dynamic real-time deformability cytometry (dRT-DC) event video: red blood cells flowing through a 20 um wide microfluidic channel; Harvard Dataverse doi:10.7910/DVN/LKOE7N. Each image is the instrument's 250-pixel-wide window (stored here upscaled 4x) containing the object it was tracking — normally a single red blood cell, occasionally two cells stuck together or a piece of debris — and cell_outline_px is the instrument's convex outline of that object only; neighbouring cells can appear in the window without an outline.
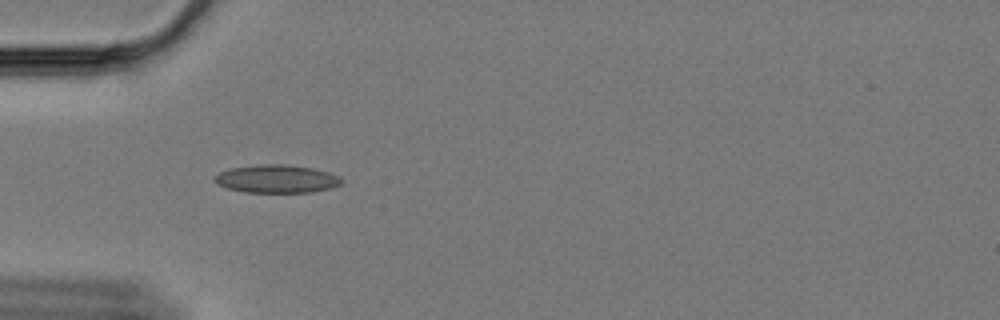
{"species": "Egyptian fruit bat (a non-hibernating species)", "species_latin": "Rousettus aegyptiacus", "temperature_condition": "cold", "stored_images_in_passage": 40, "camera_frame_rate_fps": 3000, "um_per_image_px": 0.085, "animal": {"sex": "female"}, "frame": {"image": 1, "passage_image": 4, "time_ms": 1.0, "image_size_px": [1000, 320], "cell_outline_px": [[344, 180], [340, 184], [332, 188], [312, 192], [244, 192], [228, 188], [216, 184], [212, 180], [220, 172], [232, 168], [260, 164], [284, 164], [312, 168], [328, 172]], "centroid_in_image_um": [23.51, 15.21], "position_along_channel_um": 61.5, "area_um2": 20.63}}
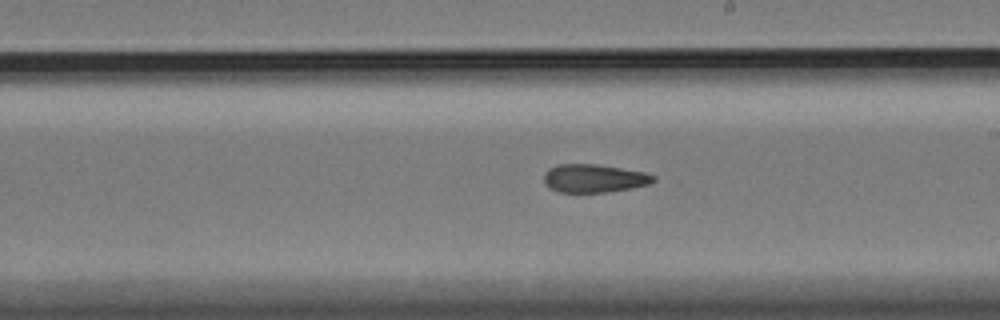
{"frame": {"image": 2, "passage_image": 20, "time_ms": 6.333, "image_size_px": [1000, 320], "cell_outline_px": [[656, 180], [652, 184], [632, 188], [608, 192], [556, 192], [548, 188], [544, 184], [544, 172], [548, 168], [560, 164], [596, 164], [644, 172], [656, 176]], "centroid_in_image_um": [50.48, 15.17], "position_along_channel_um": 238.5, "area_um2": 18.26}}
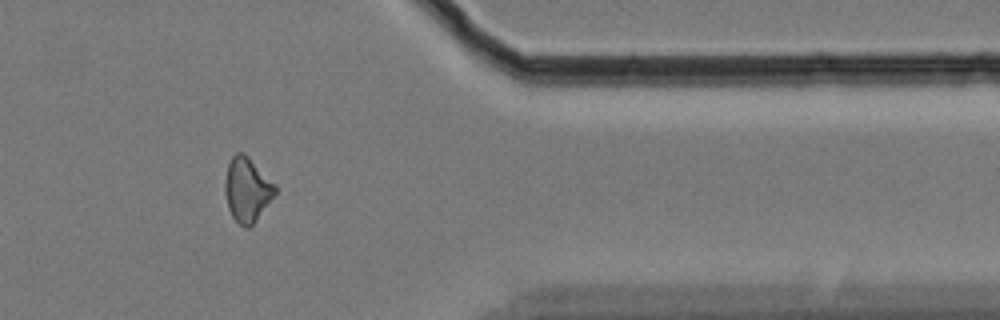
{"frame": {"image": 3, "passage_image": 35, "time_ms": 11.333, "image_size_px": [1000, 320], "cell_outline_px": [[276, 192], [256, 220], [248, 228], [244, 228], [232, 216], [228, 208], [224, 192], [224, 184], [228, 164], [232, 156], [236, 152], [244, 152], [276, 184]], "centroid_in_image_um": [20.99, 16.09], "position_along_channel_um": 390.4, "area_um2": 18.73}, "authors_computed_cell_mechanics": {"area_um2": 18.5538, "velocity_mm_per_s": 3.3616, "shape_relaxation_time_tau1_ms": null, "shape_relaxation_time_tau2_ms": 5.7013, "deformation_change_tau1": null, "deformation_change_tau2": 0.1373}}